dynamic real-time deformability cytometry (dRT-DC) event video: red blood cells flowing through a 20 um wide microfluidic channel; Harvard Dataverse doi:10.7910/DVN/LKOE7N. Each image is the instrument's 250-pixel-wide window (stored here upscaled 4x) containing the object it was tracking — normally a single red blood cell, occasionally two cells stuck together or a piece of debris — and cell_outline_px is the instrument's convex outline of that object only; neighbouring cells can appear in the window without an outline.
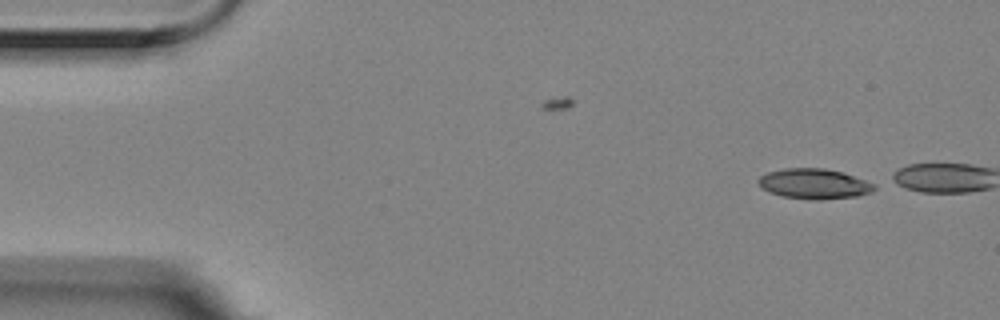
{"species": "Egyptian fruit bat (a non-hibernating species)", "species_latin": "Rousettus aegyptiacus", "temperature_condition": "room temperature", "stored_images_in_passage": 4, "camera_frame_rate_fps": 3000, "um_per_image_px": 0.085, "animal": {"sex": "female"}, "frame": {"image": 1, "passage_image": 1, "time_ms": 0.0, "image_size_px": [1000, 320], "cell_outline_px": [[876, 188], [872, 192], [856, 196], [820, 200], [812, 200], [780, 196], [760, 188], [756, 180], [760, 176], [768, 172], [784, 168], [824, 168], [840, 172], [876, 184]], "centroid_in_image_um": [69.15, 15.63], "position_along_channel_um": 15.8, "area_um2": 20.46}}